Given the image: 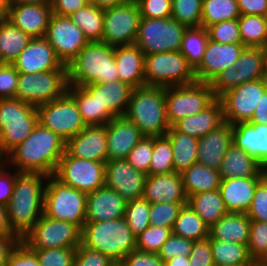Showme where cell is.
<instances>
[{
  "label": "cell",
  "instance_id": "obj_1",
  "mask_svg": "<svg viewBox=\"0 0 267 266\" xmlns=\"http://www.w3.org/2000/svg\"><path fill=\"white\" fill-rule=\"evenodd\" d=\"M66 151V141L39 123L33 132L2 160L17 172L54 176Z\"/></svg>",
  "mask_w": 267,
  "mask_h": 266
},
{
  "label": "cell",
  "instance_id": "obj_2",
  "mask_svg": "<svg viewBox=\"0 0 267 266\" xmlns=\"http://www.w3.org/2000/svg\"><path fill=\"white\" fill-rule=\"evenodd\" d=\"M47 178L41 173L18 172L16 175L6 207L9 227L20 241L43 215Z\"/></svg>",
  "mask_w": 267,
  "mask_h": 266
},
{
  "label": "cell",
  "instance_id": "obj_3",
  "mask_svg": "<svg viewBox=\"0 0 267 266\" xmlns=\"http://www.w3.org/2000/svg\"><path fill=\"white\" fill-rule=\"evenodd\" d=\"M67 73L68 85L78 87L118 81L114 47L101 41L88 42L67 65Z\"/></svg>",
  "mask_w": 267,
  "mask_h": 266
},
{
  "label": "cell",
  "instance_id": "obj_4",
  "mask_svg": "<svg viewBox=\"0 0 267 266\" xmlns=\"http://www.w3.org/2000/svg\"><path fill=\"white\" fill-rule=\"evenodd\" d=\"M124 117L133 122L144 137L164 136L170 129L166 113L165 88H134Z\"/></svg>",
  "mask_w": 267,
  "mask_h": 266
},
{
  "label": "cell",
  "instance_id": "obj_5",
  "mask_svg": "<svg viewBox=\"0 0 267 266\" xmlns=\"http://www.w3.org/2000/svg\"><path fill=\"white\" fill-rule=\"evenodd\" d=\"M81 244L108 256L117 265L130 252L136 250V236L124 217L101 222H85Z\"/></svg>",
  "mask_w": 267,
  "mask_h": 266
},
{
  "label": "cell",
  "instance_id": "obj_6",
  "mask_svg": "<svg viewBox=\"0 0 267 266\" xmlns=\"http://www.w3.org/2000/svg\"><path fill=\"white\" fill-rule=\"evenodd\" d=\"M37 125L35 106L16 98L0 99V159L23 142Z\"/></svg>",
  "mask_w": 267,
  "mask_h": 266
},
{
  "label": "cell",
  "instance_id": "obj_7",
  "mask_svg": "<svg viewBox=\"0 0 267 266\" xmlns=\"http://www.w3.org/2000/svg\"><path fill=\"white\" fill-rule=\"evenodd\" d=\"M145 86L173 87L197 82L194 68L180 51L145 55Z\"/></svg>",
  "mask_w": 267,
  "mask_h": 266
},
{
  "label": "cell",
  "instance_id": "obj_8",
  "mask_svg": "<svg viewBox=\"0 0 267 266\" xmlns=\"http://www.w3.org/2000/svg\"><path fill=\"white\" fill-rule=\"evenodd\" d=\"M87 194L66 186L54 176H49L44 194L43 215L62 220L81 229L86 221Z\"/></svg>",
  "mask_w": 267,
  "mask_h": 266
},
{
  "label": "cell",
  "instance_id": "obj_9",
  "mask_svg": "<svg viewBox=\"0 0 267 266\" xmlns=\"http://www.w3.org/2000/svg\"><path fill=\"white\" fill-rule=\"evenodd\" d=\"M67 89V69L19 73L15 98L37 107L63 96Z\"/></svg>",
  "mask_w": 267,
  "mask_h": 266
},
{
  "label": "cell",
  "instance_id": "obj_10",
  "mask_svg": "<svg viewBox=\"0 0 267 266\" xmlns=\"http://www.w3.org/2000/svg\"><path fill=\"white\" fill-rule=\"evenodd\" d=\"M186 29L172 17L165 19L142 17L135 44L145 55L180 51Z\"/></svg>",
  "mask_w": 267,
  "mask_h": 266
},
{
  "label": "cell",
  "instance_id": "obj_11",
  "mask_svg": "<svg viewBox=\"0 0 267 266\" xmlns=\"http://www.w3.org/2000/svg\"><path fill=\"white\" fill-rule=\"evenodd\" d=\"M216 99L211 84L195 82L165 88L166 113L170 127L180 119L198 114Z\"/></svg>",
  "mask_w": 267,
  "mask_h": 266
},
{
  "label": "cell",
  "instance_id": "obj_12",
  "mask_svg": "<svg viewBox=\"0 0 267 266\" xmlns=\"http://www.w3.org/2000/svg\"><path fill=\"white\" fill-rule=\"evenodd\" d=\"M36 109L38 123L66 142L86 127L77 103L68 92L56 100L37 106Z\"/></svg>",
  "mask_w": 267,
  "mask_h": 266
},
{
  "label": "cell",
  "instance_id": "obj_13",
  "mask_svg": "<svg viewBox=\"0 0 267 266\" xmlns=\"http://www.w3.org/2000/svg\"><path fill=\"white\" fill-rule=\"evenodd\" d=\"M81 233L78 225L42 215L21 241L29 249L78 247Z\"/></svg>",
  "mask_w": 267,
  "mask_h": 266
},
{
  "label": "cell",
  "instance_id": "obj_14",
  "mask_svg": "<svg viewBox=\"0 0 267 266\" xmlns=\"http://www.w3.org/2000/svg\"><path fill=\"white\" fill-rule=\"evenodd\" d=\"M54 177L62 184L88 194L105 186V163L75 158L65 151Z\"/></svg>",
  "mask_w": 267,
  "mask_h": 266
},
{
  "label": "cell",
  "instance_id": "obj_15",
  "mask_svg": "<svg viewBox=\"0 0 267 266\" xmlns=\"http://www.w3.org/2000/svg\"><path fill=\"white\" fill-rule=\"evenodd\" d=\"M141 18L136 0L105 9L101 42L112 47L134 44Z\"/></svg>",
  "mask_w": 267,
  "mask_h": 266
},
{
  "label": "cell",
  "instance_id": "obj_16",
  "mask_svg": "<svg viewBox=\"0 0 267 266\" xmlns=\"http://www.w3.org/2000/svg\"><path fill=\"white\" fill-rule=\"evenodd\" d=\"M266 91L267 80L264 78L243 83L222 94L219 99L223 105L224 121L231 125L249 122Z\"/></svg>",
  "mask_w": 267,
  "mask_h": 266
},
{
  "label": "cell",
  "instance_id": "obj_17",
  "mask_svg": "<svg viewBox=\"0 0 267 266\" xmlns=\"http://www.w3.org/2000/svg\"><path fill=\"white\" fill-rule=\"evenodd\" d=\"M44 38L67 66L89 42L70 17L52 13Z\"/></svg>",
  "mask_w": 267,
  "mask_h": 266
},
{
  "label": "cell",
  "instance_id": "obj_18",
  "mask_svg": "<svg viewBox=\"0 0 267 266\" xmlns=\"http://www.w3.org/2000/svg\"><path fill=\"white\" fill-rule=\"evenodd\" d=\"M146 177L126 159L107 160L105 163V186L117 192L126 202L143 198Z\"/></svg>",
  "mask_w": 267,
  "mask_h": 266
},
{
  "label": "cell",
  "instance_id": "obj_19",
  "mask_svg": "<svg viewBox=\"0 0 267 266\" xmlns=\"http://www.w3.org/2000/svg\"><path fill=\"white\" fill-rule=\"evenodd\" d=\"M244 48L242 43L221 44L209 40L203 59L195 69L197 82L211 83L219 73L235 65Z\"/></svg>",
  "mask_w": 267,
  "mask_h": 266
},
{
  "label": "cell",
  "instance_id": "obj_20",
  "mask_svg": "<svg viewBox=\"0 0 267 266\" xmlns=\"http://www.w3.org/2000/svg\"><path fill=\"white\" fill-rule=\"evenodd\" d=\"M18 73L36 74L55 69H67L57 57L54 48L42 38H32L12 63Z\"/></svg>",
  "mask_w": 267,
  "mask_h": 266
},
{
  "label": "cell",
  "instance_id": "obj_21",
  "mask_svg": "<svg viewBox=\"0 0 267 266\" xmlns=\"http://www.w3.org/2000/svg\"><path fill=\"white\" fill-rule=\"evenodd\" d=\"M66 151L75 158L106 163V125L86 126L79 134L66 142Z\"/></svg>",
  "mask_w": 267,
  "mask_h": 266
},
{
  "label": "cell",
  "instance_id": "obj_22",
  "mask_svg": "<svg viewBox=\"0 0 267 266\" xmlns=\"http://www.w3.org/2000/svg\"><path fill=\"white\" fill-rule=\"evenodd\" d=\"M108 160L126 159L143 139L139 128L124 116L114 117L106 124Z\"/></svg>",
  "mask_w": 267,
  "mask_h": 266
},
{
  "label": "cell",
  "instance_id": "obj_23",
  "mask_svg": "<svg viewBox=\"0 0 267 266\" xmlns=\"http://www.w3.org/2000/svg\"><path fill=\"white\" fill-rule=\"evenodd\" d=\"M52 8L42 4H11L7 18L31 38L45 36Z\"/></svg>",
  "mask_w": 267,
  "mask_h": 266
},
{
  "label": "cell",
  "instance_id": "obj_24",
  "mask_svg": "<svg viewBox=\"0 0 267 266\" xmlns=\"http://www.w3.org/2000/svg\"><path fill=\"white\" fill-rule=\"evenodd\" d=\"M127 202L114 190L103 186L87 194L86 221L101 222L125 216Z\"/></svg>",
  "mask_w": 267,
  "mask_h": 266
},
{
  "label": "cell",
  "instance_id": "obj_25",
  "mask_svg": "<svg viewBox=\"0 0 267 266\" xmlns=\"http://www.w3.org/2000/svg\"><path fill=\"white\" fill-rule=\"evenodd\" d=\"M232 143V125L223 122L216 129L199 138L197 163L219 170L221 162Z\"/></svg>",
  "mask_w": 267,
  "mask_h": 266
},
{
  "label": "cell",
  "instance_id": "obj_26",
  "mask_svg": "<svg viewBox=\"0 0 267 266\" xmlns=\"http://www.w3.org/2000/svg\"><path fill=\"white\" fill-rule=\"evenodd\" d=\"M143 198L151 204L187 202L181 173L147 175Z\"/></svg>",
  "mask_w": 267,
  "mask_h": 266
},
{
  "label": "cell",
  "instance_id": "obj_27",
  "mask_svg": "<svg viewBox=\"0 0 267 266\" xmlns=\"http://www.w3.org/2000/svg\"><path fill=\"white\" fill-rule=\"evenodd\" d=\"M264 177L221 179L219 191L228 213H246Z\"/></svg>",
  "mask_w": 267,
  "mask_h": 266
},
{
  "label": "cell",
  "instance_id": "obj_28",
  "mask_svg": "<svg viewBox=\"0 0 267 266\" xmlns=\"http://www.w3.org/2000/svg\"><path fill=\"white\" fill-rule=\"evenodd\" d=\"M232 143L267 166V125L242 122L232 125Z\"/></svg>",
  "mask_w": 267,
  "mask_h": 266
},
{
  "label": "cell",
  "instance_id": "obj_29",
  "mask_svg": "<svg viewBox=\"0 0 267 266\" xmlns=\"http://www.w3.org/2000/svg\"><path fill=\"white\" fill-rule=\"evenodd\" d=\"M114 59L121 82L133 88L145 86V54L135 43L114 47Z\"/></svg>",
  "mask_w": 267,
  "mask_h": 266
},
{
  "label": "cell",
  "instance_id": "obj_30",
  "mask_svg": "<svg viewBox=\"0 0 267 266\" xmlns=\"http://www.w3.org/2000/svg\"><path fill=\"white\" fill-rule=\"evenodd\" d=\"M84 88L92 96H96L102 109H107L114 117L124 116L134 89L120 80L105 84L93 83Z\"/></svg>",
  "mask_w": 267,
  "mask_h": 266
},
{
  "label": "cell",
  "instance_id": "obj_31",
  "mask_svg": "<svg viewBox=\"0 0 267 266\" xmlns=\"http://www.w3.org/2000/svg\"><path fill=\"white\" fill-rule=\"evenodd\" d=\"M219 172L221 179L265 177L264 167L233 143L227 148Z\"/></svg>",
  "mask_w": 267,
  "mask_h": 266
},
{
  "label": "cell",
  "instance_id": "obj_32",
  "mask_svg": "<svg viewBox=\"0 0 267 266\" xmlns=\"http://www.w3.org/2000/svg\"><path fill=\"white\" fill-rule=\"evenodd\" d=\"M224 122L223 105L216 98L208 107L198 114L184 117L177 121L172 127L179 132L196 138H201L216 129Z\"/></svg>",
  "mask_w": 267,
  "mask_h": 266
},
{
  "label": "cell",
  "instance_id": "obj_33",
  "mask_svg": "<svg viewBox=\"0 0 267 266\" xmlns=\"http://www.w3.org/2000/svg\"><path fill=\"white\" fill-rule=\"evenodd\" d=\"M251 219L246 213H227L209 228L212 239L235 242L248 246Z\"/></svg>",
  "mask_w": 267,
  "mask_h": 266
},
{
  "label": "cell",
  "instance_id": "obj_34",
  "mask_svg": "<svg viewBox=\"0 0 267 266\" xmlns=\"http://www.w3.org/2000/svg\"><path fill=\"white\" fill-rule=\"evenodd\" d=\"M181 177L187 197L217 190L221 182L219 170L200 163L191 165L181 173Z\"/></svg>",
  "mask_w": 267,
  "mask_h": 266
},
{
  "label": "cell",
  "instance_id": "obj_35",
  "mask_svg": "<svg viewBox=\"0 0 267 266\" xmlns=\"http://www.w3.org/2000/svg\"><path fill=\"white\" fill-rule=\"evenodd\" d=\"M67 92L77 103L86 126L106 125L114 118L107 109H102L96 96H92L84 87L68 85Z\"/></svg>",
  "mask_w": 267,
  "mask_h": 266
},
{
  "label": "cell",
  "instance_id": "obj_36",
  "mask_svg": "<svg viewBox=\"0 0 267 266\" xmlns=\"http://www.w3.org/2000/svg\"><path fill=\"white\" fill-rule=\"evenodd\" d=\"M165 135L169 138L173 150L174 172L182 173L197 163L198 138L176 131L173 127H170Z\"/></svg>",
  "mask_w": 267,
  "mask_h": 266
},
{
  "label": "cell",
  "instance_id": "obj_37",
  "mask_svg": "<svg viewBox=\"0 0 267 266\" xmlns=\"http://www.w3.org/2000/svg\"><path fill=\"white\" fill-rule=\"evenodd\" d=\"M31 39L8 19L0 20V64H12Z\"/></svg>",
  "mask_w": 267,
  "mask_h": 266
},
{
  "label": "cell",
  "instance_id": "obj_38",
  "mask_svg": "<svg viewBox=\"0 0 267 266\" xmlns=\"http://www.w3.org/2000/svg\"><path fill=\"white\" fill-rule=\"evenodd\" d=\"M210 240L215 266H256L248 253V246L235 242Z\"/></svg>",
  "mask_w": 267,
  "mask_h": 266
},
{
  "label": "cell",
  "instance_id": "obj_39",
  "mask_svg": "<svg viewBox=\"0 0 267 266\" xmlns=\"http://www.w3.org/2000/svg\"><path fill=\"white\" fill-rule=\"evenodd\" d=\"M187 204L210 228L228 212L225 208L219 189L194 194L187 199Z\"/></svg>",
  "mask_w": 267,
  "mask_h": 266
},
{
  "label": "cell",
  "instance_id": "obj_40",
  "mask_svg": "<svg viewBox=\"0 0 267 266\" xmlns=\"http://www.w3.org/2000/svg\"><path fill=\"white\" fill-rule=\"evenodd\" d=\"M236 67V87L243 83L264 79V48L245 47Z\"/></svg>",
  "mask_w": 267,
  "mask_h": 266
},
{
  "label": "cell",
  "instance_id": "obj_41",
  "mask_svg": "<svg viewBox=\"0 0 267 266\" xmlns=\"http://www.w3.org/2000/svg\"><path fill=\"white\" fill-rule=\"evenodd\" d=\"M171 230L173 235L193 241L209 237V227L188 204L181 208Z\"/></svg>",
  "mask_w": 267,
  "mask_h": 266
},
{
  "label": "cell",
  "instance_id": "obj_42",
  "mask_svg": "<svg viewBox=\"0 0 267 266\" xmlns=\"http://www.w3.org/2000/svg\"><path fill=\"white\" fill-rule=\"evenodd\" d=\"M69 17L83 31L84 36L89 42L102 41L104 23L103 9L89 3Z\"/></svg>",
  "mask_w": 267,
  "mask_h": 266
},
{
  "label": "cell",
  "instance_id": "obj_43",
  "mask_svg": "<svg viewBox=\"0 0 267 266\" xmlns=\"http://www.w3.org/2000/svg\"><path fill=\"white\" fill-rule=\"evenodd\" d=\"M242 44L245 47L267 46V17L240 15L238 18Z\"/></svg>",
  "mask_w": 267,
  "mask_h": 266
},
{
  "label": "cell",
  "instance_id": "obj_44",
  "mask_svg": "<svg viewBox=\"0 0 267 266\" xmlns=\"http://www.w3.org/2000/svg\"><path fill=\"white\" fill-rule=\"evenodd\" d=\"M239 17L237 0H203L201 27L205 29L210 25Z\"/></svg>",
  "mask_w": 267,
  "mask_h": 266
},
{
  "label": "cell",
  "instance_id": "obj_45",
  "mask_svg": "<svg viewBox=\"0 0 267 266\" xmlns=\"http://www.w3.org/2000/svg\"><path fill=\"white\" fill-rule=\"evenodd\" d=\"M208 41L207 30L203 27L187 28L184 32L180 52L194 70L203 59Z\"/></svg>",
  "mask_w": 267,
  "mask_h": 266
},
{
  "label": "cell",
  "instance_id": "obj_46",
  "mask_svg": "<svg viewBox=\"0 0 267 266\" xmlns=\"http://www.w3.org/2000/svg\"><path fill=\"white\" fill-rule=\"evenodd\" d=\"M173 170V150L169 138L153 137V152L150 161L149 175L167 174Z\"/></svg>",
  "mask_w": 267,
  "mask_h": 266
},
{
  "label": "cell",
  "instance_id": "obj_47",
  "mask_svg": "<svg viewBox=\"0 0 267 266\" xmlns=\"http://www.w3.org/2000/svg\"><path fill=\"white\" fill-rule=\"evenodd\" d=\"M203 0H172L171 17L186 28L201 27Z\"/></svg>",
  "mask_w": 267,
  "mask_h": 266
},
{
  "label": "cell",
  "instance_id": "obj_48",
  "mask_svg": "<svg viewBox=\"0 0 267 266\" xmlns=\"http://www.w3.org/2000/svg\"><path fill=\"white\" fill-rule=\"evenodd\" d=\"M150 208L151 203L144 198L129 201L126 204L124 218L136 237L151 225L149 220Z\"/></svg>",
  "mask_w": 267,
  "mask_h": 266
},
{
  "label": "cell",
  "instance_id": "obj_49",
  "mask_svg": "<svg viewBox=\"0 0 267 266\" xmlns=\"http://www.w3.org/2000/svg\"><path fill=\"white\" fill-rule=\"evenodd\" d=\"M248 253L256 265L267 263V222L251 220Z\"/></svg>",
  "mask_w": 267,
  "mask_h": 266
},
{
  "label": "cell",
  "instance_id": "obj_50",
  "mask_svg": "<svg viewBox=\"0 0 267 266\" xmlns=\"http://www.w3.org/2000/svg\"><path fill=\"white\" fill-rule=\"evenodd\" d=\"M171 228L149 225L136 237V249L143 252L158 254L162 245L171 236Z\"/></svg>",
  "mask_w": 267,
  "mask_h": 266
},
{
  "label": "cell",
  "instance_id": "obj_51",
  "mask_svg": "<svg viewBox=\"0 0 267 266\" xmlns=\"http://www.w3.org/2000/svg\"><path fill=\"white\" fill-rule=\"evenodd\" d=\"M186 204L187 202H167L151 204L149 216L150 224L172 229L181 208Z\"/></svg>",
  "mask_w": 267,
  "mask_h": 266
},
{
  "label": "cell",
  "instance_id": "obj_52",
  "mask_svg": "<svg viewBox=\"0 0 267 266\" xmlns=\"http://www.w3.org/2000/svg\"><path fill=\"white\" fill-rule=\"evenodd\" d=\"M40 266H73L77 247L31 249Z\"/></svg>",
  "mask_w": 267,
  "mask_h": 266
},
{
  "label": "cell",
  "instance_id": "obj_53",
  "mask_svg": "<svg viewBox=\"0 0 267 266\" xmlns=\"http://www.w3.org/2000/svg\"><path fill=\"white\" fill-rule=\"evenodd\" d=\"M209 40L221 44L242 43L238 19L223 21L206 28Z\"/></svg>",
  "mask_w": 267,
  "mask_h": 266
},
{
  "label": "cell",
  "instance_id": "obj_54",
  "mask_svg": "<svg viewBox=\"0 0 267 266\" xmlns=\"http://www.w3.org/2000/svg\"><path fill=\"white\" fill-rule=\"evenodd\" d=\"M152 152L153 137H143V139L130 151L126 160L137 171L149 175Z\"/></svg>",
  "mask_w": 267,
  "mask_h": 266
},
{
  "label": "cell",
  "instance_id": "obj_55",
  "mask_svg": "<svg viewBox=\"0 0 267 266\" xmlns=\"http://www.w3.org/2000/svg\"><path fill=\"white\" fill-rule=\"evenodd\" d=\"M194 242L193 240L171 234L168 240L162 245L158 255L163 261L171 260L180 255L189 257L193 250Z\"/></svg>",
  "mask_w": 267,
  "mask_h": 266
},
{
  "label": "cell",
  "instance_id": "obj_56",
  "mask_svg": "<svg viewBox=\"0 0 267 266\" xmlns=\"http://www.w3.org/2000/svg\"><path fill=\"white\" fill-rule=\"evenodd\" d=\"M251 220L267 222V178L264 177L257 186L251 206L246 212Z\"/></svg>",
  "mask_w": 267,
  "mask_h": 266
},
{
  "label": "cell",
  "instance_id": "obj_57",
  "mask_svg": "<svg viewBox=\"0 0 267 266\" xmlns=\"http://www.w3.org/2000/svg\"><path fill=\"white\" fill-rule=\"evenodd\" d=\"M73 266H117V264L103 253L80 244L75 253Z\"/></svg>",
  "mask_w": 267,
  "mask_h": 266
},
{
  "label": "cell",
  "instance_id": "obj_58",
  "mask_svg": "<svg viewBox=\"0 0 267 266\" xmlns=\"http://www.w3.org/2000/svg\"><path fill=\"white\" fill-rule=\"evenodd\" d=\"M141 17L165 19L171 17L172 0H136Z\"/></svg>",
  "mask_w": 267,
  "mask_h": 266
},
{
  "label": "cell",
  "instance_id": "obj_59",
  "mask_svg": "<svg viewBox=\"0 0 267 266\" xmlns=\"http://www.w3.org/2000/svg\"><path fill=\"white\" fill-rule=\"evenodd\" d=\"M18 79L12 64H0V99L15 98Z\"/></svg>",
  "mask_w": 267,
  "mask_h": 266
},
{
  "label": "cell",
  "instance_id": "obj_60",
  "mask_svg": "<svg viewBox=\"0 0 267 266\" xmlns=\"http://www.w3.org/2000/svg\"><path fill=\"white\" fill-rule=\"evenodd\" d=\"M5 266H40L36 254L22 241L10 252Z\"/></svg>",
  "mask_w": 267,
  "mask_h": 266
},
{
  "label": "cell",
  "instance_id": "obj_61",
  "mask_svg": "<svg viewBox=\"0 0 267 266\" xmlns=\"http://www.w3.org/2000/svg\"><path fill=\"white\" fill-rule=\"evenodd\" d=\"M188 266H215L210 240L204 239L194 242V247L188 257Z\"/></svg>",
  "mask_w": 267,
  "mask_h": 266
},
{
  "label": "cell",
  "instance_id": "obj_62",
  "mask_svg": "<svg viewBox=\"0 0 267 266\" xmlns=\"http://www.w3.org/2000/svg\"><path fill=\"white\" fill-rule=\"evenodd\" d=\"M9 170H8V169ZM0 159V204L7 206L13 193L17 171Z\"/></svg>",
  "mask_w": 267,
  "mask_h": 266
},
{
  "label": "cell",
  "instance_id": "obj_63",
  "mask_svg": "<svg viewBox=\"0 0 267 266\" xmlns=\"http://www.w3.org/2000/svg\"><path fill=\"white\" fill-rule=\"evenodd\" d=\"M117 266H164V261L156 253L134 250Z\"/></svg>",
  "mask_w": 267,
  "mask_h": 266
},
{
  "label": "cell",
  "instance_id": "obj_64",
  "mask_svg": "<svg viewBox=\"0 0 267 266\" xmlns=\"http://www.w3.org/2000/svg\"><path fill=\"white\" fill-rule=\"evenodd\" d=\"M210 84L216 98L236 87V67L231 66L225 69Z\"/></svg>",
  "mask_w": 267,
  "mask_h": 266
},
{
  "label": "cell",
  "instance_id": "obj_65",
  "mask_svg": "<svg viewBox=\"0 0 267 266\" xmlns=\"http://www.w3.org/2000/svg\"><path fill=\"white\" fill-rule=\"evenodd\" d=\"M90 0H53L52 13L69 17L71 14L87 6Z\"/></svg>",
  "mask_w": 267,
  "mask_h": 266
},
{
  "label": "cell",
  "instance_id": "obj_66",
  "mask_svg": "<svg viewBox=\"0 0 267 266\" xmlns=\"http://www.w3.org/2000/svg\"><path fill=\"white\" fill-rule=\"evenodd\" d=\"M240 15L267 17V0H237Z\"/></svg>",
  "mask_w": 267,
  "mask_h": 266
},
{
  "label": "cell",
  "instance_id": "obj_67",
  "mask_svg": "<svg viewBox=\"0 0 267 266\" xmlns=\"http://www.w3.org/2000/svg\"><path fill=\"white\" fill-rule=\"evenodd\" d=\"M19 241L17 237H0V266H5L10 252Z\"/></svg>",
  "mask_w": 267,
  "mask_h": 266
},
{
  "label": "cell",
  "instance_id": "obj_68",
  "mask_svg": "<svg viewBox=\"0 0 267 266\" xmlns=\"http://www.w3.org/2000/svg\"><path fill=\"white\" fill-rule=\"evenodd\" d=\"M249 122L251 124L267 125V91L263 94L260 102H258L254 114Z\"/></svg>",
  "mask_w": 267,
  "mask_h": 266
},
{
  "label": "cell",
  "instance_id": "obj_69",
  "mask_svg": "<svg viewBox=\"0 0 267 266\" xmlns=\"http://www.w3.org/2000/svg\"><path fill=\"white\" fill-rule=\"evenodd\" d=\"M0 237H16L7 220V207L0 204Z\"/></svg>",
  "mask_w": 267,
  "mask_h": 266
},
{
  "label": "cell",
  "instance_id": "obj_70",
  "mask_svg": "<svg viewBox=\"0 0 267 266\" xmlns=\"http://www.w3.org/2000/svg\"><path fill=\"white\" fill-rule=\"evenodd\" d=\"M129 0H90V3L94 4L95 6L99 7L100 9H108L115 6L122 5Z\"/></svg>",
  "mask_w": 267,
  "mask_h": 266
},
{
  "label": "cell",
  "instance_id": "obj_71",
  "mask_svg": "<svg viewBox=\"0 0 267 266\" xmlns=\"http://www.w3.org/2000/svg\"><path fill=\"white\" fill-rule=\"evenodd\" d=\"M188 257L180 255L179 257H174L171 260L164 261V266H188Z\"/></svg>",
  "mask_w": 267,
  "mask_h": 266
},
{
  "label": "cell",
  "instance_id": "obj_72",
  "mask_svg": "<svg viewBox=\"0 0 267 266\" xmlns=\"http://www.w3.org/2000/svg\"><path fill=\"white\" fill-rule=\"evenodd\" d=\"M53 0H11V4H42L51 6Z\"/></svg>",
  "mask_w": 267,
  "mask_h": 266
},
{
  "label": "cell",
  "instance_id": "obj_73",
  "mask_svg": "<svg viewBox=\"0 0 267 266\" xmlns=\"http://www.w3.org/2000/svg\"><path fill=\"white\" fill-rule=\"evenodd\" d=\"M11 0H0V20L7 18Z\"/></svg>",
  "mask_w": 267,
  "mask_h": 266
},
{
  "label": "cell",
  "instance_id": "obj_74",
  "mask_svg": "<svg viewBox=\"0 0 267 266\" xmlns=\"http://www.w3.org/2000/svg\"><path fill=\"white\" fill-rule=\"evenodd\" d=\"M264 77L267 80V46L264 48Z\"/></svg>",
  "mask_w": 267,
  "mask_h": 266
},
{
  "label": "cell",
  "instance_id": "obj_75",
  "mask_svg": "<svg viewBox=\"0 0 267 266\" xmlns=\"http://www.w3.org/2000/svg\"><path fill=\"white\" fill-rule=\"evenodd\" d=\"M265 177L267 178V166L264 168Z\"/></svg>",
  "mask_w": 267,
  "mask_h": 266
}]
</instances>
